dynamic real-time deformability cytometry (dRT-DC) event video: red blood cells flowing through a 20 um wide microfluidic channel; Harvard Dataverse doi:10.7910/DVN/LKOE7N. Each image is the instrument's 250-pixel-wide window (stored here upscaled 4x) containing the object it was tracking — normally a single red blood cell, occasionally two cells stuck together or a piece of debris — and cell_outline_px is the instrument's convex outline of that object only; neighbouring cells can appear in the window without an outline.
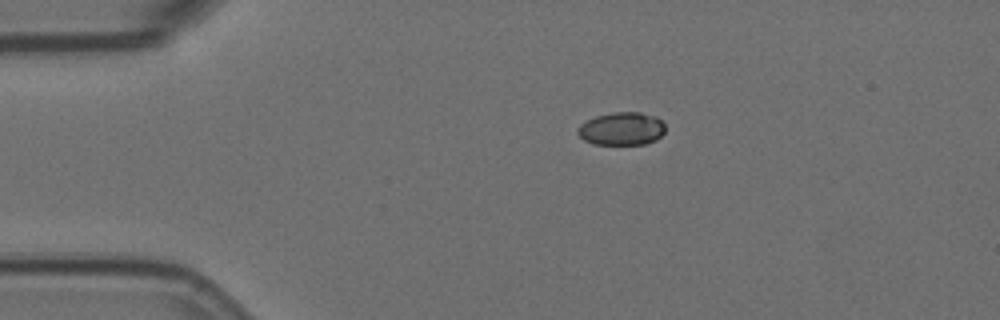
{"species": "Egyptian fruit bat (a non-hibernating species)", "species_latin": "Rousettus aegyptiacus", "temperature_condition": "room temperature", "stored_images_in_passage": 9, "camera_frame_rate_fps": 3000, "um_per_image_px": 0.085, "animal": {"sex": "female"}, "frame": {"image": 1, "passage_image": 1, "time_ms": 0.0, "image_size_px": [1000, 320], "cell_outline_px": [[664, 132], [656, 140], [644, 144], [592, 144], [584, 140], [576, 132], [576, 128], [580, 124], [596, 116], [612, 112], [640, 112], [656, 116], [664, 124]], "centroid_in_image_um": [52.82, 10.94], "position_along_channel_um": 32.2, "area_um2": 16.88}}
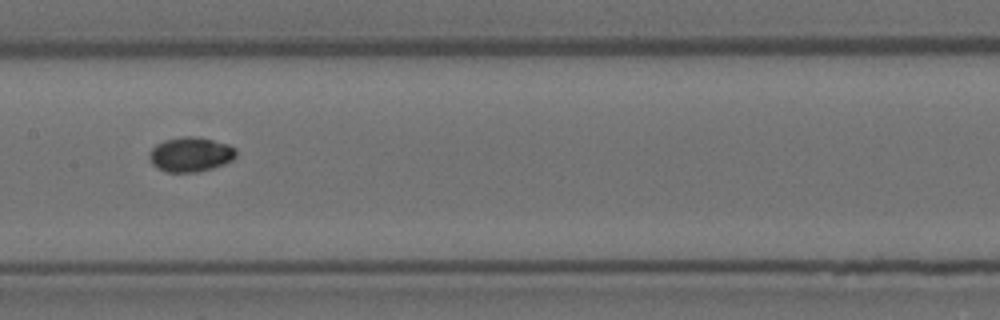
{"frame": {"image": 2, "passage_image": 6, "time_ms": 1.667, "image_size_px": [1000, 320], "cell_outline_px": [[236, 156], [232, 160], [224, 164], [212, 168], [196, 172], [168, 172], [152, 164], [148, 156], [148, 152], [156, 144], [164, 140], [184, 136], [200, 136], [228, 144], [236, 148]], "centroid_in_image_um": [16.2, 13.11], "position_along_channel_um": 191.2, "area_um2": 17.63}}
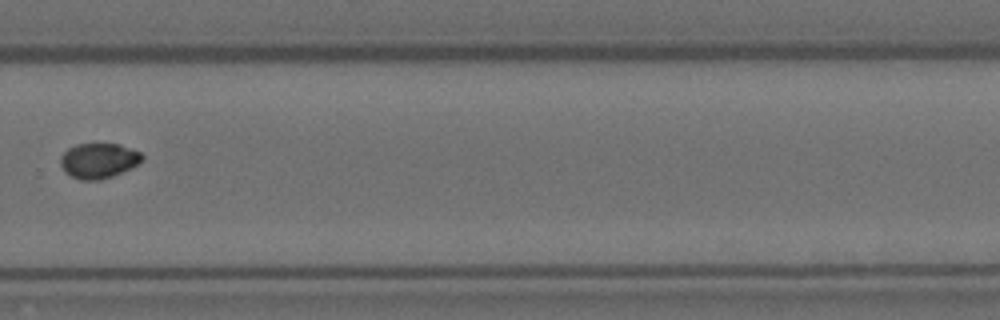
{"frame": {"image": 3, "passage_image": 9, "time_ms": 2.667, "image_size_px": [1000, 320], "cell_outline_px": [[144, 160], [140, 164], [112, 176], [100, 180], [80, 180], [64, 172], [60, 164], [60, 156], [68, 148], [76, 144], [120, 144], [140, 152], [144, 156]], "centroid_in_image_um": [8.39, 13.65], "position_along_channel_um": 321.4, "area_um2": 16.88}}